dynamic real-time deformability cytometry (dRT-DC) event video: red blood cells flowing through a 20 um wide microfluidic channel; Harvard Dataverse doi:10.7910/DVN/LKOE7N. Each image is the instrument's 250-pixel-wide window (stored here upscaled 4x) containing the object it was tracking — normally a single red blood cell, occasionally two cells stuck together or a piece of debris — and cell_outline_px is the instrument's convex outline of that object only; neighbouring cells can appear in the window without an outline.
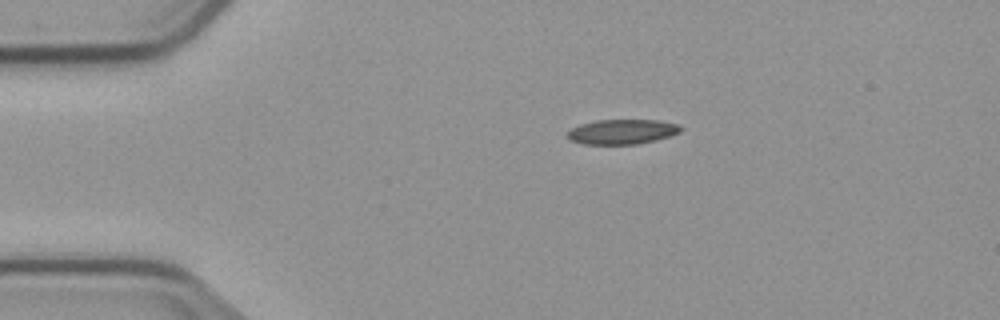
{"species": "common noctule bat (a hibernating species)", "species_latin": "Nyctalus noctula", "temperature_condition": "cold", "stored_images_in_passage": 45, "camera_frame_rate_fps": 3000, "um_per_image_px": 0.085, "animal": {"sex": "male", "body_mass_g": 23.1, "forearm_length_mm": 52.7}, "frame": {"image": 1, "passage_image": 1, "time_ms": 0.0, "image_size_px": [1000, 320], "cell_outline_px": [[684, 128], [680, 132], [656, 140], [636, 144], [584, 144], [568, 140], [564, 136], [572, 128], [580, 124], [596, 120], [660, 120], [680, 124]], "centroid_in_image_um": [52.87, 11.19], "position_along_channel_um": 32.1, "area_um2": 16.59}}
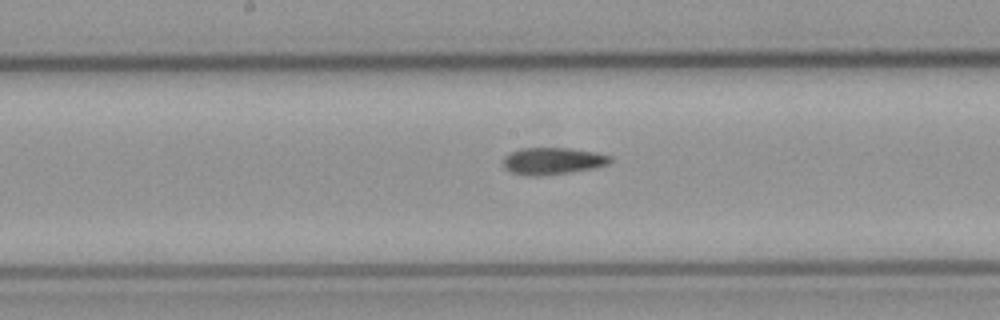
{"frame": {"image": 2, "passage_image": 18, "time_ms": 5.667, "image_size_px": [1000, 320], "cell_outline_px": [[612, 160], [608, 164], [592, 168], [544, 176], [528, 176], [512, 172], [504, 168], [504, 156], [508, 152], [520, 148], [572, 148], [612, 156]], "centroid_in_image_um": [46.93, 13.68], "position_along_channel_um": 201.3, "area_um2": 16.82}}
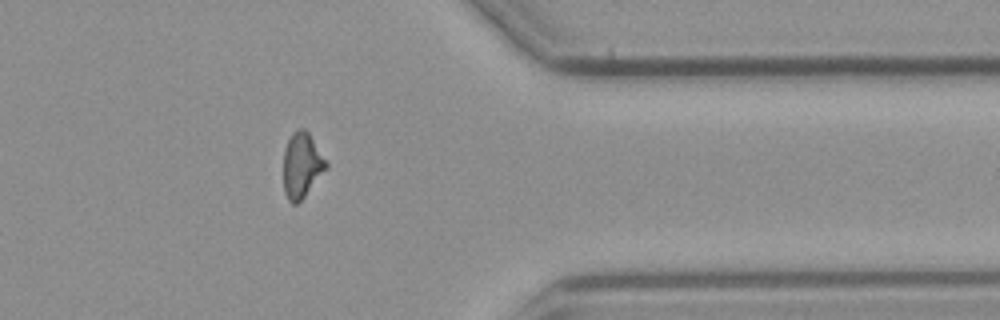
{"frame": {"image": 3, "passage_image": 34, "time_ms": 11.0, "image_size_px": [1000, 320], "cell_outline_px": [[328, 168], [304, 196], [296, 204], [292, 204], [288, 200], [284, 192], [284, 148], [292, 132], [296, 128], [304, 128], [308, 132], [328, 164]], "centroid_in_image_um": [25.64, 14.03], "position_along_channel_um": 385.8, "area_um2": 16.13}, "authors_computed_cell_mechanics": {"area_um2": 16.7042, "velocity_mm_per_s": 3.7627, "shape_relaxation_time_tau1_ms": null, "shape_relaxation_time_tau2_ms": 8.3336, "deformation_change_tau1": null, "deformation_change_tau2": 0.1866}}